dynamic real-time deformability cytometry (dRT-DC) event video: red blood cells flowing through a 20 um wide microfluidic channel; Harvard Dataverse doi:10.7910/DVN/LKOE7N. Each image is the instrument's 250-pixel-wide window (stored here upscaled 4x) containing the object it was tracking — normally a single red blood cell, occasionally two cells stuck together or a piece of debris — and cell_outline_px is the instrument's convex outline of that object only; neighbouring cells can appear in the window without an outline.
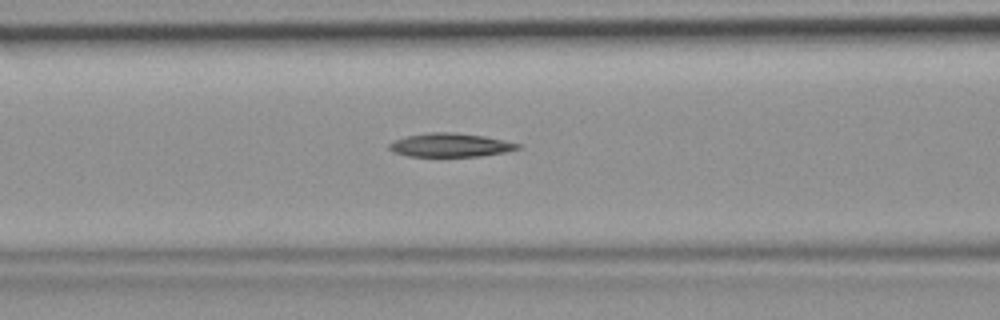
{"species": "common noctule bat (a hibernating species)", "species_latin": "Nyctalus noctula", "temperature_condition": "room temperature", "stored_images_in_passage": 46, "camera_frame_rate_fps": 3000, "um_per_image_px": 0.085, "animal": {"sex": "female", "body_mass_g": 19.9}, "frame": {"image": 1, "passage_image": 18, "time_ms": 5.667, "image_size_px": [1000, 320], "cell_outline_px": [[520, 148], [504, 152], [480, 156], [408, 156], [392, 152], [388, 148], [388, 144], [396, 140], [408, 136], [428, 132], [452, 132], [484, 136], [504, 140], [520, 144]], "centroid_in_image_um": [38.26, 12.33], "position_along_channel_um": 128.3, "area_um2": 17.57}}
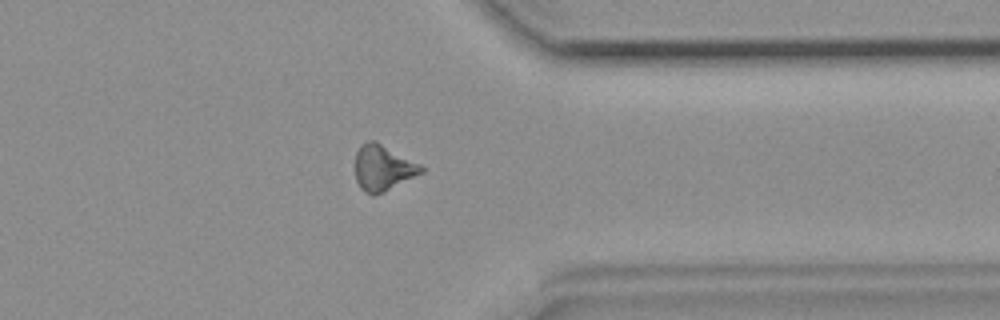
{"frame": {"image": 2, "passage_image": 36, "time_ms": 11.667, "image_size_px": [1000, 320], "cell_outline_px": [[424, 172], [376, 196], [372, 196], [364, 192], [360, 188], [356, 180], [356, 152], [368, 140], [376, 140], [420, 164], [424, 168]], "centroid_in_image_um": [32.56, 14.29], "position_along_channel_um": 378.8, "area_um2": 17.63}}
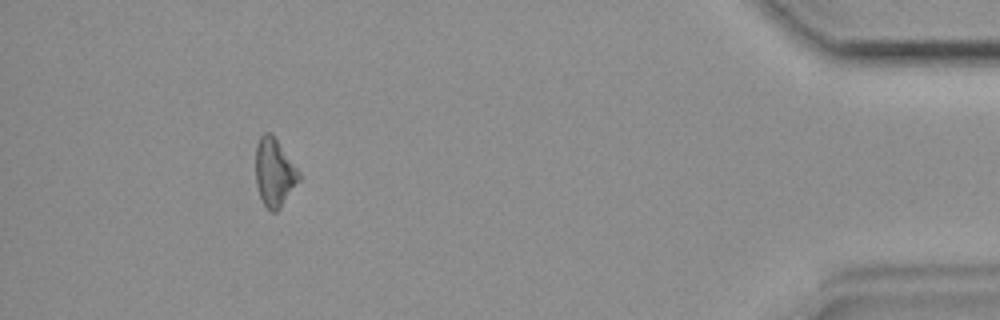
{"frame": {"image": 3, "passage_image": 42, "time_ms": 13.667, "image_size_px": [1000, 320], "cell_outline_px": [[300, 180], [280, 208], [276, 212], [272, 212], [264, 204], [260, 196], [256, 184], [256, 144], [260, 136], [264, 132], [272, 132], [300, 172]], "centroid_in_image_um": [23.32, 14.63], "position_along_channel_um": 411.9, "area_um2": 17.22}}